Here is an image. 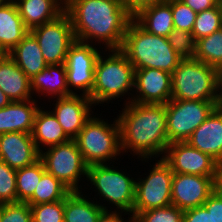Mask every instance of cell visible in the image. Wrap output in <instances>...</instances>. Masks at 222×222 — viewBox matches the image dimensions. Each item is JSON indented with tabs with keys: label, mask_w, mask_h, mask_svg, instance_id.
<instances>
[{
	"label": "cell",
	"mask_w": 222,
	"mask_h": 222,
	"mask_svg": "<svg viewBox=\"0 0 222 222\" xmlns=\"http://www.w3.org/2000/svg\"><path fill=\"white\" fill-rule=\"evenodd\" d=\"M76 41L93 44L95 39L106 49H120L133 17L121 0H65Z\"/></svg>",
	"instance_id": "1"
},
{
	"label": "cell",
	"mask_w": 222,
	"mask_h": 222,
	"mask_svg": "<svg viewBox=\"0 0 222 222\" xmlns=\"http://www.w3.org/2000/svg\"><path fill=\"white\" fill-rule=\"evenodd\" d=\"M125 104L117 116L122 152L129 149L143 160L164 156L169 145L165 104Z\"/></svg>",
	"instance_id": "2"
},
{
	"label": "cell",
	"mask_w": 222,
	"mask_h": 222,
	"mask_svg": "<svg viewBox=\"0 0 222 222\" xmlns=\"http://www.w3.org/2000/svg\"><path fill=\"white\" fill-rule=\"evenodd\" d=\"M120 50L135 69L155 68L172 74L183 59L167 37L147 32L134 19L128 24Z\"/></svg>",
	"instance_id": "3"
},
{
	"label": "cell",
	"mask_w": 222,
	"mask_h": 222,
	"mask_svg": "<svg viewBox=\"0 0 222 222\" xmlns=\"http://www.w3.org/2000/svg\"><path fill=\"white\" fill-rule=\"evenodd\" d=\"M173 100L214 101L221 105V72L194 59H182L171 74Z\"/></svg>",
	"instance_id": "4"
},
{
	"label": "cell",
	"mask_w": 222,
	"mask_h": 222,
	"mask_svg": "<svg viewBox=\"0 0 222 222\" xmlns=\"http://www.w3.org/2000/svg\"><path fill=\"white\" fill-rule=\"evenodd\" d=\"M108 58L100 55L95 64L94 85L90 94L96 105L129 95L134 88L135 68L120 49L109 50ZM132 88V89H131Z\"/></svg>",
	"instance_id": "5"
},
{
	"label": "cell",
	"mask_w": 222,
	"mask_h": 222,
	"mask_svg": "<svg viewBox=\"0 0 222 222\" xmlns=\"http://www.w3.org/2000/svg\"><path fill=\"white\" fill-rule=\"evenodd\" d=\"M74 140L88 167L108 164V160H116L122 152L117 118L109 124L104 119L90 117Z\"/></svg>",
	"instance_id": "6"
},
{
	"label": "cell",
	"mask_w": 222,
	"mask_h": 222,
	"mask_svg": "<svg viewBox=\"0 0 222 222\" xmlns=\"http://www.w3.org/2000/svg\"><path fill=\"white\" fill-rule=\"evenodd\" d=\"M86 178L95 186L103 200L117 206L121 213H130V216H133L136 182L134 178L107 164L89 166Z\"/></svg>",
	"instance_id": "7"
},
{
	"label": "cell",
	"mask_w": 222,
	"mask_h": 222,
	"mask_svg": "<svg viewBox=\"0 0 222 222\" xmlns=\"http://www.w3.org/2000/svg\"><path fill=\"white\" fill-rule=\"evenodd\" d=\"M40 151L45 171L63 183L70 191H80L81 175L87 176V168L75 140L48 147Z\"/></svg>",
	"instance_id": "8"
},
{
	"label": "cell",
	"mask_w": 222,
	"mask_h": 222,
	"mask_svg": "<svg viewBox=\"0 0 222 222\" xmlns=\"http://www.w3.org/2000/svg\"><path fill=\"white\" fill-rule=\"evenodd\" d=\"M218 105L214 101L169 100L165 104L168 142H185Z\"/></svg>",
	"instance_id": "9"
},
{
	"label": "cell",
	"mask_w": 222,
	"mask_h": 222,
	"mask_svg": "<svg viewBox=\"0 0 222 222\" xmlns=\"http://www.w3.org/2000/svg\"><path fill=\"white\" fill-rule=\"evenodd\" d=\"M159 159L146 178L135 182L134 217L141 211L172 205L171 185L174 173L163 158Z\"/></svg>",
	"instance_id": "10"
},
{
	"label": "cell",
	"mask_w": 222,
	"mask_h": 222,
	"mask_svg": "<svg viewBox=\"0 0 222 222\" xmlns=\"http://www.w3.org/2000/svg\"><path fill=\"white\" fill-rule=\"evenodd\" d=\"M35 36L48 65L65 63L69 47L76 41L69 15L64 12L55 20L35 27Z\"/></svg>",
	"instance_id": "11"
},
{
	"label": "cell",
	"mask_w": 222,
	"mask_h": 222,
	"mask_svg": "<svg viewBox=\"0 0 222 222\" xmlns=\"http://www.w3.org/2000/svg\"><path fill=\"white\" fill-rule=\"evenodd\" d=\"M100 53L94 45L79 41L69 47L64 64L68 90L72 95H77L70 89L73 87V90L82 91L80 95L90 98L94 85L95 64Z\"/></svg>",
	"instance_id": "12"
},
{
	"label": "cell",
	"mask_w": 222,
	"mask_h": 222,
	"mask_svg": "<svg viewBox=\"0 0 222 222\" xmlns=\"http://www.w3.org/2000/svg\"><path fill=\"white\" fill-rule=\"evenodd\" d=\"M161 157L169 164L173 173L217 176L218 162L186 141L170 143L165 155Z\"/></svg>",
	"instance_id": "13"
},
{
	"label": "cell",
	"mask_w": 222,
	"mask_h": 222,
	"mask_svg": "<svg viewBox=\"0 0 222 222\" xmlns=\"http://www.w3.org/2000/svg\"><path fill=\"white\" fill-rule=\"evenodd\" d=\"M217 176L174 173L171 185L172 205L185 211L202 206L216 189Z\"/></svg>",
	"instance_id": "14"
},
{
	"label": "cell",
	"mask_w": 222,
	"mask_h": 222,
	"mask_svg": "<svg viewBox=\"0 0 222 222\" xmlns=\"http://www.w3.org/2000/svg\"><path fill=\"white\" fill-rule=\"evenodd\" d=\"M134 88L137 96L128 102L166 104L172 97L171 73L155 68L135 69Z\"/></svg>",
	"instance_id": "15"
},
{
	"label": "cell",
	"mask_w": 222,
	"mask_h": 222,
	"mask_svg": "<svg viewBox=\"0 0 222 222\" xmlns=\"http://www.w3.org/2000/svg\"><path fill=\"white\" fill-rule=\"evenodd\" d=\"M53 114L66 135L74 140L82 130L85 122L92 116L94 104L88 96L80 94L56 98Z\"/></svg>",
	"instance_id": "16"
},
{
	"label": "cell",
	"mask_w": 222,
	"mask_h": 222,
	"mask_svg": "<svg viewBox=\"0 0 222 222\" xmlns=\"http://www.w3.org/2000/svg\"><path fill=\"white\" fill-rule=\"evenodd\" d=\"M40 159L32 134L9 132L0 134V160L11 168L20 169L34 164Z\"/></svg>",
	"instance_id": "17"
},
{
	"label": "cell",
	"mask_w": 222,
	"mask_h": 222,
	"mask_svg": "<svg viewBox=\"0 0 222 222\" xmlns=\"http://www.w3.org/2000/svg\"><path fill=\"white\" fill-rule=\"evenodd\" d=\"M186 142L222 163V105L217 106Z\"/></svg>",
	"instance_id": "18"
},
{
	"label": "cell",
	"mask_w": 222,
	"mask_h": 222,
	"mask_svg": "<svg viewBox=\"0 0 222 222\" xmlns=\"http://www.w3.org/2000/svg\"><path fill=\"white\" fill-rule=\"evenodd\" d=\"M35 99L13 101L0 109V134L24 132L31 134L35 115L40 108Z\"/></svg>",
	"instance_id": "19"
},
{
	"label": "cell",
	"mask_w": 222,
	"mask_h": 222,
	"mask_svg": "<svg viewBox=\"0 0 222 222\" xmlns=\"http://www.w3.org/2000/svg\"><path fill=\"white\" fill-rule=\"evenodd\" d=\"M25 27L30 31L65 12V0H14Z\"/></svg>",
	"instance_id": "20"
},
{
	"label": "cell",
	"mask_w": 222,
	"mask_h": 222,
	"mask_svg": "<svg viewBox=\"0 0 222 222\" xmlns=\"http://www.w3.org/2000/svg\"><path fill=\"white\" fill-rule=\"evenodd\" d=\"M0 89L12 102L33 98L31 96L30 78L8 54L0 60Z\"/></svg>",
	"instance_id": "21"
},
{
	"label": "cell",
	"mask_w": 222,
	"mask_h": 222,
	"mask_svg": "<svg viewBox=\"0 0 222 222\" xmlns=\"http://www.w3.org/2000/svg\"><path fill=\"white\" fill-rule=\"evenodd\" d=\"M29 32L14 0L0 6V47L8 54Z\"/></svg>",
	"instance_id": "22"
},
{
	"label": "cell",
	"mask_w": 222,
	"mask_h": 222,
	"mask_svg": "<svg viewBox=\"0 0 222 222\" xmlns=\"http://www.w3.org/2000/svg\"><path fill=\"white\" fill-rule=\"evenodd\" d=\"M30 88L32 94L35 91L41 96L46 94V96L54 95L53 98H60L72 95L68 90L64 63L47 65L45 69L30 78Z\"/></svg>",
	"instance_id": "23"
},
{
	"label": "cell",
	"mask_w": 222,
	"mask_h": 222,
	"mask_svg": "<svg viewBox=\"0 0 222 222\" xmlns=\"http://www.w3.org/2000/svg\"><path fill=\"white\" fill-rule=\"evenodd\" d=\"M8 55L29 78L38 74L48 65L43 58L38 41L30 31Z\"/></svg>",
	"instance_id": "24"
},
{
	"label": "cell",
	"mask_w": 222,
	"mask_h": 222,
	"mask_svg": "<svg viewBox=\"0 0 222 222\" xmlns=\"http://www.w3.org/2000/svg\"><path fill=\"white\" fill-rule=\"evenodd\" d=\"M133 19L147 32L167 37L174 29L171 0L142 9Z\"/></svg>",
	"instance_id": "25"
},
{
	"label": "cell",
	"mask_w": 222,
	"mask_h": 222,
	"mask_svg": "<svg viewBox=\"0 0 222 222\" xmlns=\"http://www.w3.org/2000/svg\"><path fill=\"white\" fill-rule=\"evenodd\" d=\"M32 138L37 150L42 149L40 145L51 147L70 141L62 126L59 124L56 116L52 111L38 109L32 131Z\"/></svg>",
	"instance_id": "26"
},
{
	"label": "cell",
	"mask_w": 222,
	"mask_h": 222,
	"mask_svg": "<svg viewBox=\"0 0 222 222\" xmlns=\"http://www.w3.org/2000/svg\"><path fill=\"white\" fill-rule=\"evenodd\" d=\"M80 191H71L64 199V222H97L101 213L108 210L88 200Z\"/></svg>",
	"instance_id": "27"
},
{
	"label": "cell",
	"mask_w": 222,
	"mask_h": 222,
	"mask_svg": "<svg viewBox=\"0 0 222 222\" xmlns=\"http://www.w3.org/2000/svg\"><path fill=\"white\" fill-rule=\"evenodd\" d=\"M70 192L63 183L45 172L36 186L33 196L26 203L29 205L53 203L64 200Z\"/></svg>",
	"instance_id": "28"
},
{
	"label": "cell",
	"mask_w": 222,
	"mask_h": 222,
	"mask_svg": "<svg viewBox=\"0 0 222 222\" xmlns=\"http://www.w3.org/2000/svg\"><path fill=\"white\" fill-rule=\"evenodd\" d=\"M193 58L222 72V29L197 40Z\"/></svg>",
	"instance_id": "29"
},
{
	"label": "cell",
	"mask_w": 222,
	"mask_h": 222,
	"mask_svg": "<svg viewBox=\"0 0 222 222\" xmlns=\"http://www.w3.org/2000/svg\"><path fill=\"white\" fill-rule=\"evenodd\" d=\"M45 172L44 164L40 159L30 166L16 170L17 202L26 203L33 196Z\"/></svg>",
	"instance_id": "30"
},
{
	"label": "cell",
	"mask_w": 222,
	"mask_h": 222,
	"mask_svg": "<svg viewBox=\"0 0 222 222\" xmlns=\"http://www.w3.org/2000/svg\"><path fill=\"white\" fill-rule=\"evenodd\" d=\"M222 29V8L218 4L196 15L192 30L195 41Z\"/></svg>",
	"instance_id": "31"
},
{
	"label": "cell",
	"mask_w": 222,
	"mask_h": 222,
	"mask_svg": "<svg viewBox=\"0 0 222 222\" xmlns=\"http://www.w3.org/2000/svg\"><path fill=\"white\" fill-rule=\"evenodd\" d=\"M17 203L16 169L0 160V205Z\"/></svg>",
	"instance_id": "32"
},
{
	"label": "cell",
	"mask_w": 222,
	"mask_h": 222,
	"mask_svg": "<svg viewBox=\"0 0 222 222\" xmlns=\"http://www.w3.org/2000/svg\"><path fill=\"white\" fill-rule=\"evenodd\" d=\"M184 211L169 205L139 212L135 217L139 222H183Z\"/></svg>",
	"instance_id": "33"
},
{
	"label": "cell",
	"mask_w": 222,
	"mask_h": 222,
	"mask_svg": "<svg viewBox=\"0 0 222 222\" xmlns=\"http://www.w3.org/2000/svg\"><path fill=\"white\" fill-rule=\"evenodd\" d=\"M167 39L173 50L180 57L183 59L194 57L196 41L192 32L173 29Z\"/></svg>",
	"instance_id": "34"
},
{
	"label": "cell",
	"mask_w": 222,
	"mask_h": 222,
	"mask_svg": "<svg viewBox=\"0 0 222 222\" xmlns=\"http://www.w3.org/2000/svg\"><path fill=\"white\" fill-rule=\"evenodd\" d=\"M32 222H64V200L30 205Z\"/></svg>",
	"instance_id": "35"
},
{
	"label": "cell",
	"mask_w": 222,
	"mask_h": 222,
	"mask_svg": "<svg viewBox=\"0 0 222 222\" xmlns=\"http://www.w3.org/2000/svg\"><path fill=\"white\" fill-rule=\"evenodd\" d=\"M174 29L192 32L197 13L181 0H171Z\"/></svg>",
	"instance_id": "36"
},
{
	"label": "cell",
	"mask_w": 222,
	"mask_h": 222,
	"mask_svg": "<svg viewBox=\"0 0 222 222\" xmlns=\"http://www.w3.org/2000/svg\"><path fill=\"white\" fill-rule=\"evenodd\" d=\"M0 222H32L30 205L24 202L1 204Z\"/></svg>",
	"instance_id": "37"
},
{
	"label": "cell",
	"mask_w": 222,
	"mask_h": 222,
	"mask_svg": "<svg viewBox=\"0 0 222 222\" xmlns=\"http://www.w3.org/2000/svg\"><path fill=\"white\" fill-rule=\"evenodd\" d=\"M203 206L212 213L215 222H222V193L218 189L210 194Z\"/></svg>",
	"instance_id": "38"
},
{
	"label": "cell",
	"mask_w": 222,
	"mask_h": 222,
	"mask_svg": "<svg viewBox=\"0 0 222 222\" xmlns=\"http://www.w3.org/2000/svg\"><path fill=\"white\" fill-rule=\"evenodd\" d=\"M183 222H215L212 213L202 205L184 211Z\"/></svg>",
	"instance_id": "39"
},
{
	"label": "cell",
	"mask_w": 222,
	"mask_h": 222,
	"mask_svg": "<svg viewBox=\"0 0 222 222\" xmlns=\"http://www.w3.org/2000/svg\"><path fill=\"white\" fill-rule=\"evenodd\" d=\"M128 13L134 17L142 9L163 2L164 0H121Z\"/></svg>",
	"instance_id": "40"
},
{
	"label": "cell",
	"mask_w": 222,
	"mask_h": 222,
	"mask_svg": "<svg viewBox=\"0 0 222 222\" xmlns=\"http://www.w3.org/2000/svg\"><path fill=\"white\" fill-rule=\"evenodd\" d=\"M187 6H189L197 14L216 7L219 4V0H181Z\"/></svg>",
	"instance_id": "41"
},
{
	"label": "cell",
	"mask_w": 222,
	"mask_h": 222,
	"mask_svg": "<svg viewBox=\"0 0 222 222\" xmlns=\"http://www.w3.org/2000/svg\"><path fill=\"white\" fill-rule=\"evenodd\" d=\"M120 212L118 211H109V210H104L100 217L98 218L97 222H125L123 221L124 218L122 219V215H119Z\"/></svg>",
	"instance_id": "42"
},
{
	"label": "cell",
	"mask_w": 222,
	"mask_h": 222,
	"mask_svg": "<svg viewBox=\"0 0 222 222\" xmlns=\"http://www.w3.org/2000/svg\"><path fill=\"white\" fill-rule=\"evenodd\" d=\"M216 189L222 193V163H218Z\"/></svg>",
	"instance_id": "43"
},
{
	"label": "cell",
	"mask_w": 222,
	"mask_h": 222,
	"mask_svg": "<svg viewBox=\"0 0 222 222\" xmlns=\"http://www.w3.org/2000/svg\"><path fill=\"white\" fill-rule=\"evenodd\" d=\"M12 101L8 96L0 89V109L9 105Z\"/></svg>",
	"instance_id": "44"
},
{
	"label": "cell",
	"mask_w": 222,
	"mask_h": 222,
	"mask_svg": "<svg viewBox=\"0 0 222 222\" xmlns=\"http://www.w3.org/2000/svg\"><path fill=\"white\" fill-rule=\"evenodd\" d=\"M125 222H126V220H125ZM127 222H139V220L136 217L131 216L129 221H127Z\"/></svg>",
	"instance_id": "45"
},
{
	"label": "cell",
	"mask_w": 222,
	"mask_h": 222,
	"mask_svg": "<svg viewBox=\"0 0 222 222\" xmlns=\"http://www.w3.org/2000/svg\"><path fill=\"white\" fill-rule=\"evenodd\" d=\"M6 55V52L0 47V60Z\"/></svg>",
	"instance_id": "46"
},
{
	"label": "cell",
	"mask_w": 222,
	"mask_h": 222,
	"mask_svg": "<svg viewBox=\"0 0 222 222\" xmlns=\"http://www.w3.org/2000/svg\"><path fill=\"white\" fill-rule=\"evenodd\" d=\"M221 105H222V72H221Z\"/></svg>",
	"instance_id": "47"
},
{
	"label": "cell",
	"mask_w": 222,
	"mask_h": 222,
	"mask_svg": "<svg viewBox=\"0 0 222 222\" xmlns=\"http://www.w3.org/2000/svg\"><path fill=\"white\" fill-rule=\"evenodd\" d=\"M7 0H0V6L4 3V2H6Z\"/></svg>",
	"instance_id": "48"
},
{
	"label": "cell",
	"mask_w": 222,
	"mask_h": 222,
	"mask_svg": "<svg viewBox=\"0 0 222 222\" xmlns=\"http://www.w3.org/2000/svg\"><path fill=\"white\" fill-rule=\"evenodd\" d=\"M219 5L222 8V0H219Z\"/></svg>",
	"instance_id": "49"
}]
</instances>
